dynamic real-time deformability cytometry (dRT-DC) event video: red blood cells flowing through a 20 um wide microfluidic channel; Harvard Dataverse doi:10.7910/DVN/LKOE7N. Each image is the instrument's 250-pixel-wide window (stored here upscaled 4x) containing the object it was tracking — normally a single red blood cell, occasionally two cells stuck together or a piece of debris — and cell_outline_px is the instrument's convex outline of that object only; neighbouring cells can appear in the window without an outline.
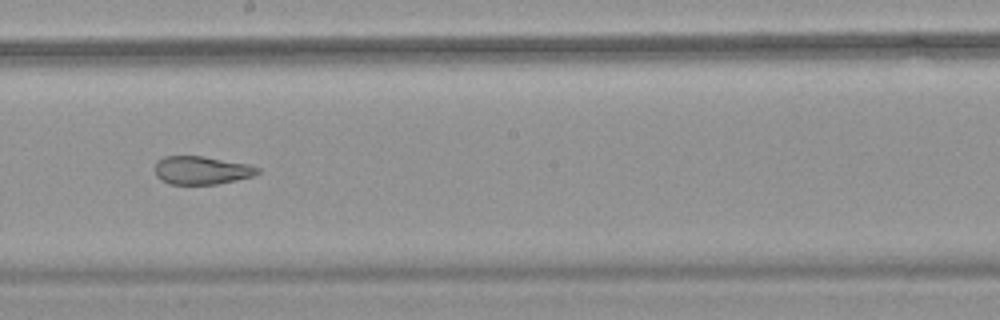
{"species": "common noctule bat (a hibernating species)", "species_latin": "Nyctalus noctula", "temperature_condition": "warm", "stored_images_in_passage": 41, "camera_frame_rate_fps": 3000, "um_per_image_px": 0.085, "animal": {"sex": "female", "body_mass_g": 18.4}, "frame": {"image": 1, "passage_image": 18, "time_ms": 5.667, "image_size_px": [1000, 320], "cell_outline_px": [[260, 172], [252, 176], [236, 180], [216, 184], [168, 184], [160, 180], [156, 176], [156, 160], [164, 156], [204, 156], [248, 164], [260, 168]], "centroid_in_image_um": [17.12, 14.47], "position_along_channel_um": 231.1, "area_um2": 16.94}}
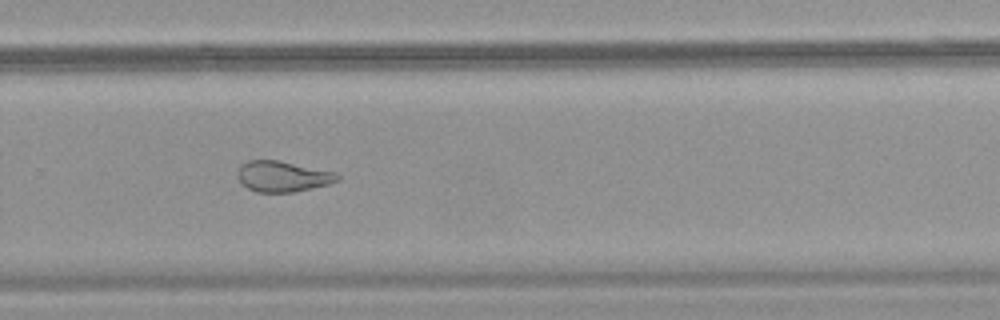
{"frame": {"image": 2, "passage_image": 24, "time_ms": 7.667, "image_size_px": [1000, 320], "cell_outline_px": [[340, 180], [328, 184], [312, 188], [292, 192], [256, 192], [240, 184], [236, 172], [240, 164], [248, 160], [280, 160], [336, 172], [340, 176]], "centroid_in_image_um": [24.0, 14.98], "position_along_channel_um": 305.8, "area_um2": 18.15}, "authors_computed_cell_mechanics": {"area_um2": 19.4786, "velocity_mm_per_s": 3.7477, "shape_relaxation_time_tau1_ms": null, "shape_relaxation_time_tau2_ms": 1.6739, "deformation_change_tau1": null, "deformation_change_tau2": 0.1031}}